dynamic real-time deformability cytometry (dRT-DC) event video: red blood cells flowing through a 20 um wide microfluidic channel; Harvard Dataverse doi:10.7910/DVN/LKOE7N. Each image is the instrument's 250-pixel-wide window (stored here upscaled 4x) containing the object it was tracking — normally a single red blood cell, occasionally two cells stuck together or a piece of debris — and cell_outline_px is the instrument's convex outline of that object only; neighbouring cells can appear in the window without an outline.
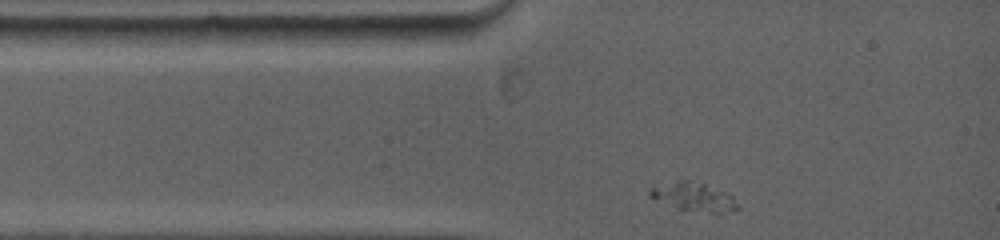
{"species": "common noctule bat (a hibernating species)", "species_latin": "Nyctalus noctula", "temperature_condition": "warm", "stored_images_in_passage": 10, "camera_frame_rate_fps": 5000, "um_per_image_px": 0.085, "animal": {"sex": "female", "body_mass_g": 19.0, "forearm_length_mm": 53.3}, "frame": {"image": 1, "passage_image": 1, "time_ms": 0.0, "image_size_px": [1000, 240], "cell_outline_px": [[740, 208], [720, 212], [680, 212], [648, 196], [648, 192], [652, 188], [680, 176], [728, 192], [732, 196]], "centroid_in_image_um": [58.87, 16.71], "position_along_channel_um": 26.1, "area_um2": 15.37}}
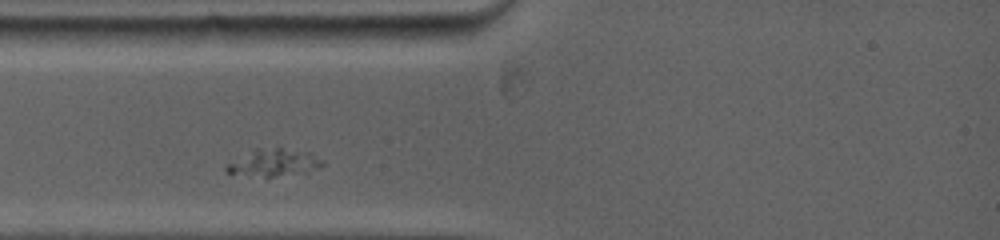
{"frame": {"image": 2, "passage_image": 9, "time_ms": 1.2, "image_size_px": [1000, 240], "cell_outline_px": [[324, 164], [304, 172], [276, 176], [264, 176], [224, 172], [224, 168], [228, 164], [256, 152], [276, 148], [280, 148], [308, 152], [324, 160]], "centroid_in_image_um": [23.37, 13.85], "position_along_channel_um": 61.6, "area_um2": 13.93}}